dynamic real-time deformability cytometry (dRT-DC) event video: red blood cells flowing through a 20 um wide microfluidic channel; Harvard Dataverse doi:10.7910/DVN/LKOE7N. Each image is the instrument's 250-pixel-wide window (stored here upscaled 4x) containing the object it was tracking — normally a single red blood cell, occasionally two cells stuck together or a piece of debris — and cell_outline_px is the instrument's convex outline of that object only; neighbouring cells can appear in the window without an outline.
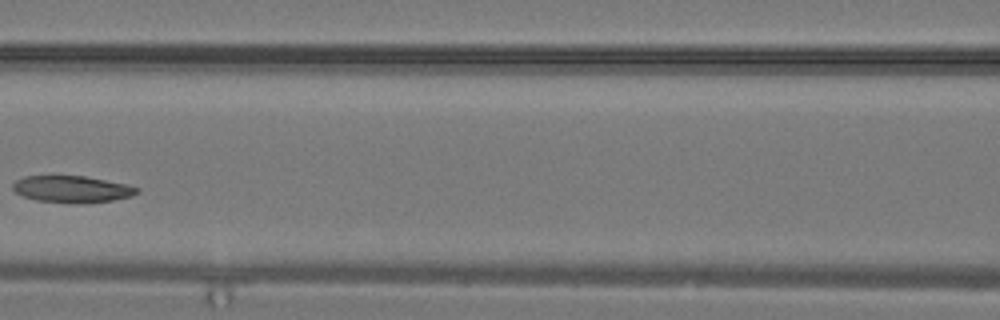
{"species": "common noctule bat (a hibernating species)", "species_latin": "Nyctalus noctula", "temperature_condition": "warm", "stored_images_in_passage": 22, "camera_frame_rate_fps": 3000, "um_per_image_px": 0.085, "animal": {"sex": "male", "body_mass_g": 19.2, "forearm_length_mm": 51.8}, "frame": {"image": 1, "passage_image": 10, "time_ms": 3.0, "image_size_px": [1000, 320], "cell_outline_px": [[140, 192], [132, 196], [112, 200], [80, 204], [76, 204], [36, 200], [24, 196], [16, 192], [12, 188], [12, 184], [16, 180], [24, 176], [84, 176], [128, 184], [140, 188]], "centroid_in_image_um": [6.15, 16.08], "position_along_channel_um": 160.4, "area_um2": 19.48}}
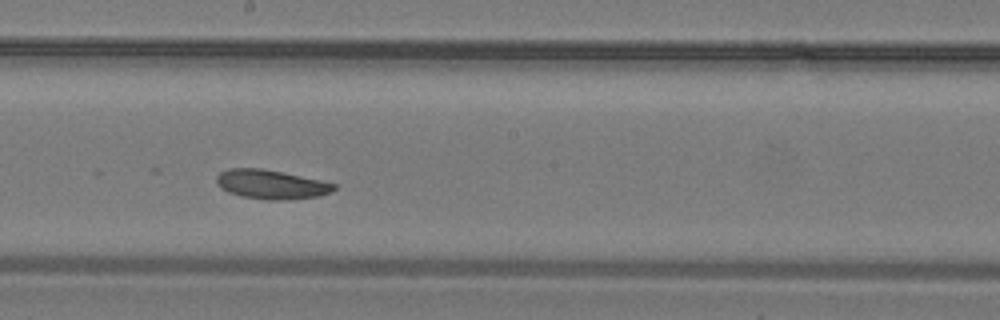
{"frame": {"image": 2, "passage_image": 13, "time_ms": 4.0, "image_size_px": [1000, 320], "cell_outline_px": [[336, 188], [332, 192], [320, 196], [288, 200], [268, 200], [244, 196], [228, 192], [220, 188], [216, 184], [216, 176], [220, 172], [228, 168], [260, 168], [320, 180], [336, 184]], "centroid_in_image_um": [23.04, 15.68], "position_along_channel_um": 225.2, "area_um2": 19.94}}